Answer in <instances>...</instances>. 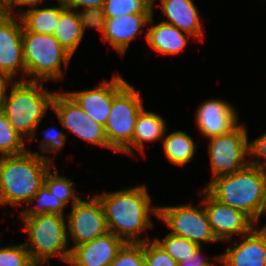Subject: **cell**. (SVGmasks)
<instances>
[{"label":"cell","instance_id":"1","mask_svg":"<svg viewBox=\"0 0 266 266\" xmlns=\"http://www.w3.org/2000/svg\"><path fill=\"white\" fill-rule=\"evenodd\" d=\"M146 185H138L114 192L96 194L104 210L108 232L125 243H143L149 237L139 233L152 228L150 213L158 216V206H151V196Z\"/></svg>","mask_w":266,"mask_h":266},{"label":"cell","instance_id":"2","mask_svg":"<svg viewBox=\"0 0 266 266\" xmlns=\"http://www.w3.org/2000/svg\"><path fill=\"white\" fill-rule=\"evenodd\" d=\"M50 156L27 152L0 157V206L16 208L28 203L44 185V179L54 166ZM52 163V165H51Z\"/></svg>","mask_w":266,"mask_h":266},{"label":"cell","instance_id":"3","mask_svg":"<svg viewBox=\"0 0 266 266\" xmlns=\"http://www.w3.org/2000/svg\"><path fill=\"white\" fill-rule=\"evenodd\" d=\"M205 189L217 200L243 211L256 224L266 209V169L248 165L214 178Z\"/></svg>","mask_w":266,"mask_h":266},{"label":"cell","instance_id":"4","mask_svg":"<svg viewBox=\"0 0 266 266\" xmlns=\"http://www.w3.org/2000/svg\"><path fill=\"white\" fill-rule=\"evenodd\" d=\"M2 105V111L10 125L25 140H34L37 129L49 108H52L56 92L43 87V82L16 80Z\"/></svg>","mask_w":266,"mask_h":266},{"label":"cell","instance_id":"5","mask_svg":"<svg viewBox=\"0 0 266 266\" xmlns=\"http://www.w3.org/2000/svg\"><path fill=\"white\" fill-rule=\"evenodd\" d=\"M23 57L26 77L20 81L44 82L64 78L62 64L67 70L72 55L69 54L54 35L22 32ZM32 77V78H31Z\"/></svg>","mask_w":266,"mask_h":266},{"label":"cell","instance_id":"6","mask_svg":"<svg viewBox=\"0 0 266 266\" xmlns=\"http://www.w3.org/2000/svg\"><path fill=\"white\" fill-rule=\"evenodd\" d=\"M28 236L25 246L34 263H49L51 257H58L68 263L71 249L67 237L65 215L39 214L21 217Z\"/></svg>","mask_w":266,"mask_h":266},{"label":"cell","instance_id":"7","mask_svg":"<svg viewBox=\"0 0 266 266\" xmlns=\"http://www.w3.org/2000/svg\"><path fill=\"white\" fill-rule=\"evenodd\" d=\"M134 86L127 83L114 97L104 126L110 149L122 152L132 141L138 114L144 108L143 99Z\"/></svg>","mask_w":266,"mask_h":266},{"label":"cell","instance_id":"8","mask_svg":"<svg viewBox=\"0 0 266 266\" xmlns=\"http://www.w3.org/2000/svg\"><path fill=\"white\" fill-rule=\"evenodd\" d=\"M209 139L208 152L212 179L229 175L249 165V139L246 127L239 123L229 133Z\"/></svg>","mask_w":266,"mask_h":266},{"label":"cell","instance_id":"9","mask_svg":"<svg viewBox=\"0 0 266 266\" xmlns=\"http://www.w3.org/2000/svg\"><path fill=\"white\" fill-rule=\"evenodd\" d=\"M200 207L189 204L175 206H158V216L172 231L173 235L186 238L191 242L203 246L215 243L217 238L212 232L203 202Z\"/></svg>","mask_w":266,"mask_h":266},{"label":"cell","instance_id":"10","mask_svg":"<svg viewBox=\"0 0 266 266\" xmlns=\"http://www.w3.org/2000/svg\"><path fill=\"white\" fill-rule=\"evenodd\" d=\"M52 110L63 128L87 143L110 149L104 126L89 117L67 92H58L53 99Z\"/></svg>","mask_w":266,"mask_h":266},{"label":"cell","instance_id":"11","mask_svg":"<svg viewBox=\"0 0 266 266\" xmlns=\"http://www.w3.org/2000/svg\"><path fill=\"white\" fill-rule=\"evenodd\" d=\"M88 200L79 199L67 214V236H71L74 248L91 242L108 232L103 207L95 195ZM90 199V200H89Z\"/></svg>","mask_w":266,"mask_h":266},{"label":"cell","instance_id":"12","mask_svg":"<svg viewBox=\"0 0 266 266\" xmlns=\"http://www.w3.org/2000/svg\"><path fill=\"white\" fill-rule=\"evenodd\" d=\"M201 194L212 232L218 241L229 242L233 234L243 236L257 225L243 211L223 204L205 188Z\"/></svg>","mask_w":266,"mask_h":266},{"label":"cell","instance_id":"13","mask_svg":"<svg viewBox=\"0 0 266 266\" xmlns=\"http://www.w3.org/2000/svg\"><path fill=\"white\" fill-rule=\"evenodd\" d=\"M127 83L120 75H114L110 81H101V84L96 88L67 91V93L89 117L105 126L110 114L113 97Z\"/></svg>","mask_w":266,"mask_h":266},{"label":"cell","instance_id":"14","mask_svg":"<svg viewBox=\"0 0 266 266\" xmlns=\"http://www.w3.org/2000/svg\"><path fill=\"white\" fill-rule=\"evenodd\" d=\"M18 16L0 13V74L14 77L19 71L25 75L22 32L23 25L16 19Z\"/></svg>","mask_w":266,"mask_h":266},{"label":"cell","instance_id":"15","mask_svg":"<svg viewBox=\"0 0 266 266\" xmlns=\"http://www.w3.org/2000/svg\"><path fill=\"white\" fill-rule=\"evenodd\" d=\"M196 111L195 123L207 139L229 133L239 124L236 109L222 99H208Z\"/></svg>","mask_w":266,"mask_h":266},{"label":"cell","instance_id":"16","mask_svg":"<svg viewBox=\"0 0 266 266\" xmlns=\"http://www.w3.org/2000/svg\"><path fill=\"white\" fill-rule=\"evenodd\" d=\"M124 241L111 232L91 242L71 248L68 264L72 266H110Z\"/></svg>","mask_w":266,"mask_h":266},{"label":"cell","instance_id":"17","mask_svg":"<svg viewBox=\"0 0 266 266\" xmlns=\"http://www.w3.org/2000/svg\"><path fill=\"white\" fill-rule=\"evenodd\" d=\"M241 237V242L233 241V247L221 254L224 266H266V225L255 226Z\"/></svg>","mask_w":266,"mask_h":266},{"label":"cell","instance_id":"18","mask_svg":"<svg viewBox=\"0 0 266 266\" xmlns=\"http://www.w3.org/2000/svg\"><path fill=\"white\" fill-rule=\"evenodd\" d=\"M151 15L128 14L116 18H107L105 31L101 38L104 42H109L123 56L130 42L138 36V33H143L142 27L148 24Z\"/></svg>","mask_w":266,"mask_h":266},{"label":"cell","instance_id":"19","mask_svg":"<svg viewBox=\"0 0 266 266\" xmlns=\"http://www.w3.org/2000/svg\"><path fill=\"white\" fill-rule=\"evenodd\" d=\"M155 1L152 0L153 6ZM160 3L163 14L169 19L162 22L174 25L197 40L203 41L204 31L200 21V13L193 0H160Z\"/></svg>","mask_w":266,"mask_h":266},{"label":"cell","instance_id":"20","mask_svg":"<svg viewBox=\"0 0 266 266\" xmlns=\"http://www.w3.org/2000/svg\"><path fill=\"white\" fill-rule=\"evenodd\" d=\"M153 14L148 21V31L145 34V38L150 47L160 52L162 55L177 54L184 50L187 45V40L192 37L174 25L167 24L165 22H159L153 24Z\"/></svg>","mask_w":266,"mask_h":266},{"label":"cell","instance_id":"21","mask_svg":"<svg viewBox=\"0 0 266 266\" xmlns=\"http://www.w3.org/2000/svg\"><path fill=\"white\" fill-rule=\"evenodd\" d=\"M166 129L167 126L163 117L158 113L148 112L143 108L138 114L132 141L122 153L133 156V146L144 155L145 142H161Z\"/></svg>","mask_w":266,"mask_h":266},{"label":"cell","instance_id":"22","mask_svg":"<svg viewBox=\"0 0 266 266\" xmlns=\"http://www.w3.org/2000/svg\"><path fill=\"white\" fill-rule=\"evenodd\" d=\"M59 5L44 8H29L18 17V21L30 32L53 35L58 24L60 13L66 8L61 0Z\"/></svg>","mask_w":266,"mask_h":266},{"label":"cell","instance_id":"23","mask_svg":"<svg viewBox=\"0 0 266 266\" xmlns=\"http://www.w3.org/2000/svg\"><path fill=\"white\" fill-rule=\"evenodd\" d=\"M53 35L64 49L73 56L84 36L78 11L66 7L60 13Z\"/></svg>","mask_w":266,"mask_h":266},{"label":"cell","instance_id":"24","mask_svg":"<svg viewBox=\"0 0 266 266\" xmlns=\"http://www.w3.org/2000/svg\"><path fill=\"white\" fill-rule=\"evenodd\" d=\"M161 143H163V151L168 160L181 167L193 159L198 147L193 138L181 130L166 134Z\"/></svg>","mask_w":266,"mask_h":266},{"label":"cell","instance_id":"25","mask_svg":"<svg viewBox=\"0 0 266 266\" xmlns=\"http://www.w3.org/2000/svg\"><path fill=\"white\" fill-rule=\"evenodd\" d=\"M36 201V202H35ZM35 203V206L32 204ZM37 203V204H36ZM30 206L20 212L22 217H32L39 214H64L65 204L51 194L48 188L43 185L33 198L28 202ZM31 207V209H30Z\"/></svg>","mask_w":266,"mask_h":266},{"label":"cell","instance_id":"26","mask_svg":"<svg viewBox=\"0 0 266 266\" xmlns=\"http://www.w3.org/2000/svg\"><path fill=\"white\" fill-rule=\"evenodd\" d=\"M22 136L10 125L0 110V157L17 156L28 151Z\"/></svg>","mask_w":266,"mask_h":266},{"label":"cell","instance_id":"27","mask_svg":"<svg viewBox=\"0 0 266 266\" xmlns=\"http://www.w3.org/2000/svg\"><path fill=\"white\" fill-rule=\"evenodd\" d=\"M53 166L51 169H54V174L51 173L50 169L47 172L44 185L48 188L51 194H55L61 202H63L66 206L69 203L73 206L81 196L77 195L75 188L73 187L74 182L71 179H68L65 176H61L58 174V169Z\"/></svg>","mask_w":266,"mask_h":266},{"label":"cell","instance_id":"28","mask_svg":"<svg viewBox=\"0 0 266 266\" xmlns=\"http://www.w3.org/2000/svg\"><path fill=\"white\" fill-rule=\"evenodd\" d=\"M106 18H116L128 14H153L152 0H106Z\"/></svg>","mask_w":266,"mask_h":266},{"label":"cell","instance_id":"29","mask_svg":"<svg viewBox=\"0 0 266 266\" xmlns=\"http://www.w3.org/2000/svg\"><path fill=\"white\" fill-rule=\"evenodd\" d=\"M177 263L185 260L200 246L190 240L168 233L163 240L154 239Z\"/></svg>","mask_w":266,"mask_h":266},{"label":"cell","instance_id":"30","mask_svg":"<svg viewBox=\"0 0 266 266\" xmlns=\"http://www.w3.org/2000/svg\"><path fill=\"white\" fill-rule=\"evenodd\" d=\"M33 264L24 243L0 247V266H32Z\"/></svg>","mask_w":266,"mask_h":266},{"label":"cell","instance_id":"31","mask_svg":"<svg viewBox=\"0 0 266 266\" xmlns=\"http://www.w3.org/2000/svg\"><path fill=\"white\" fill-rule=\"evenodd\" d=\"M144 263L143 243H124L110 266H142Z\"/></svg>","mask_w":266,"mask_h":266},{"label":"cell","instance_id":"32","mask_svg":"<svg viewBox=\"0 0 266 266\" xmlns=\"http://www.w3.org/2000/svg\"><path fill=\"white\" fill-rule=\"evenodd\" d=\"M144 259L148 266H177L178 263L153 239L143 242Z\"/></svg>","mask_w":266,"mask_h":266},{"label":"cell","instance_id":"33","mask_svg":"<svg viewBox=\"0 0 266 266\" xmlns=\"http://www.w3.org/2000/svg\"><path fill=\"white\" fill-rule=\"evenodd\" d=\"M82 31L85 34L86 28L97 29L103 35L106 26V15L103 8H88L78 11Z\"/></svg>","mask_w":266,"mask_h":266},{"label":"cell","instance_id":"34","mask_svg":"<svg viewBox=\"0 0 266 266\" xmlns=\"http://www.w3.org/2000/svg\"><path fill=\"white\" fill-rule=\"evenodd\" d=\"M45 138L40 141L39 147L44 153H55L63 149L67 140V136L62 131L55 129L54 127H48L43 132Z\"/></svg>","mask_w":266,"mask_h":266},{"label":"cell","instance_id":"35","mask_svg":"<svg viewBox=\"0 0 266 266\" xmlns=\"http://www.w3.org/2000/svg\"><path fill=\"white\" fill-rule=\"evenodd\" d=\"M249 165L266 169V133L249 142ZM260 159L265 161H260ZM251 160V161H250Z\"/></svg>","mask_w":266,"mask_h":266},{"label":"cell","instance_id":"36","mask_svg":"<svg viewBox=\"0 0 266 266\" xmlns=\"http://www.w3.org/2000/svg\"><path fill=\"white\" fill-rule=\"evenodd\" d=\"M44 0H10V2L2 9V12L8 15L20 16L23 13L22 6H31L32 8L39 7ZM46 1V0H45ZM19 6L17 13H14V7ZM17 14V15H16Z\"/></svg>","mask_w":266,"mask_h":266},{"label":"cell","instance_id":"37","mask_svg":"<svg viewBox=\"0 0 266 266\" xmlns=\"http://www.w3.org/2000/svg\"><path fill=\"white\" fill-rule=\"evenodd\" d=\"M106 0H61L65 7L77 10L79 7L82 9L88 8H103Z\"/></svg>","mask_w":266,"mask_h":266},{"label":"cell","instance_id":"38","mask_svg":"<svg viewBox=\"0 0 266 266\" xmlns=\"http://www.w3.org/2000/svg\"><path fill=\"white\" fill-rule=\"evenodd\" d=\"M202 253V246H200L193 254L185 258V260L178 263L177 266H203L209 263L205 259V256Z\"/></svg>","mask_w":266,"mask_h":266},{"label":"cell","instance_id":"39","mask_svg":"<svg viewBox=\"0 0 266 266\" xmlns=\"http://www.w3.org/2000/svg\"><path fill=\"white\" fill-rule=\"evenodd\" d=\"M15 80H13L11 77L0 74V110L2 109V105L4 101L6 100L7 96V89L10 84H13Z\"/></svg>","mask_w":266,"mask_h":266},{"label":"cell","instance_id":"40","mask_svg":"<svg viewBox=\"0 0 266 266\" xmlns=\"http://www.w3.org/2000/svg\"><path fill=\"white\" fill-rule=\"evenodd\" d=\"M214 262H209V263H207L206 265H203V266H218V265H215L214 263H219V264H223V265H225V263H224V259H223V256L222 255H219V256H215L214 258Z\"/></svg>","mask_w":266,"mask_h":266},{"label":"cell","instance_id":"41","mask_svg":"<svg viewBox=\"0 0 266 266\" xmlns=\"http://www.w3.org/2000/svg\"><path fill=\"white\" fill-rule=\"evenodd\" d=\"M9 2L10 0H0V9L2 10Z\"/></svg>","mask_w":266,"mask_h":266},{"label":"cell","instance_id":"42","mask_svg":"<svg viewBox=\"0 0 266 266\" xmlns=\"http://www.w3.org/2000/svg\"><path fill=\"white\" fill-rule=\"evenodd\" d=\"M32 266H42V263H34Z\"/></svg>","mask_w":266,"mask_h":266}]
</instances>
